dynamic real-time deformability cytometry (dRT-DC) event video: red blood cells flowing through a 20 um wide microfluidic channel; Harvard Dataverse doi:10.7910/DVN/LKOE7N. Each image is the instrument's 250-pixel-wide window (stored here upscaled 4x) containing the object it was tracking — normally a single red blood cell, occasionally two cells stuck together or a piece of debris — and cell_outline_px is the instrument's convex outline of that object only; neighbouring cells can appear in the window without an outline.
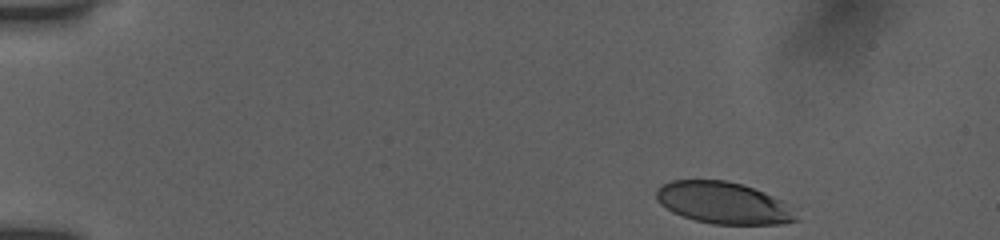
{"species": "human", "species_latin": "Homo sapiens", "temperature_condition": "room temperature", "stored_images_in_passage": 47, "camera_frame_rate_fps": 3000, "um_per_image_px": 0.085, "donor": {"sex": "female"}, "frame": {"image": 1, "passage_image": 1, "time_ms": 0.0, "image_size_px": [1000, 240], "cell_outline_px": [[800, 220], [784, 224], [712, 224], [696, 220], [672, 212], [660, 204], [656, 196], [656, 188], [660, 184], [672, 180], [724, 180], [744, 184], [764, 192], [780, 200]], "centroid_in_image_um": [61.43, 17.24], "position_along_channel_um": 23.6, "area_um2": 33.87}}
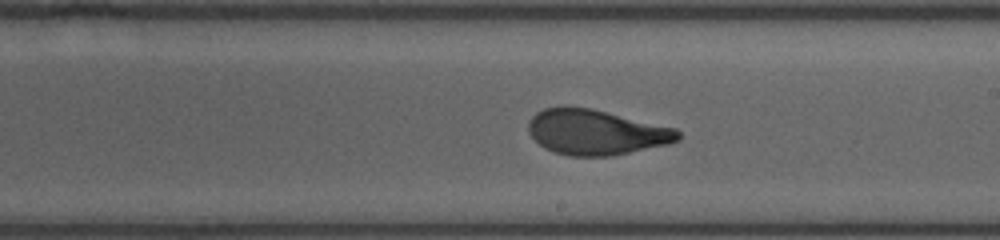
{"frame": {"image": 2, "passage_image": 26, "time_ms": 8.333, "image_size_px": [1000, 240], "cell_outline_px": [[680, 140], [668, 144], [608, 156], [568, 156], [544, 148], [528, 132], [528, 120], [536, 112], [544, 108], [564, 104], [568, 104], [592, 108], [676, 128], [680, 132]], "centroid_in_image_um": [50.62, 11.2], "position_along_channel_um": 238.4, "area_um2": 39.82}}
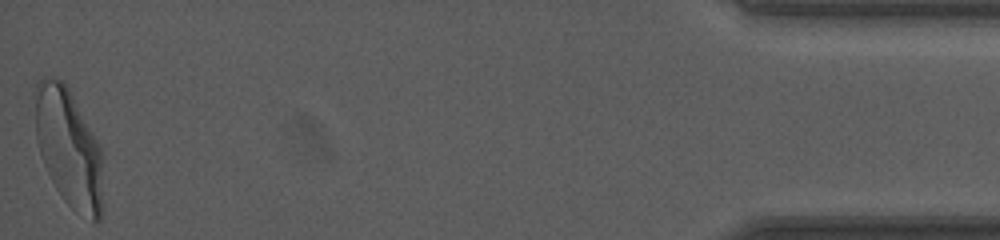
{"frame": {"image": 3, "passage_image": 47, "time_ms": 15.333, "image_size_px": [1000, 240], "cell_outline_px": [[100, 220], [96, 224], [92, 224], [72, 208], [64, 200], [56, 188], [44, 164], [36, 140], [32, 92], [36, 84], [44, 76], [64, 80], [100, 144]], "centroid_in_image_um": [5.77, 12.49], "position_along_channel_um": 429.4, "area_um2": 46.93}, "authors_computed_cell_mechanics": {"area_um2": 39.8242, "velocity_mm_per_s": 3.9112, "shape_relaxation_time_tau1_ms": 4.537, "shape_relaxation_time_tau2_ms": 0.8825, "deformation_change_tau1": 0.2112, "deformation_change_tau2": 0.0785}}